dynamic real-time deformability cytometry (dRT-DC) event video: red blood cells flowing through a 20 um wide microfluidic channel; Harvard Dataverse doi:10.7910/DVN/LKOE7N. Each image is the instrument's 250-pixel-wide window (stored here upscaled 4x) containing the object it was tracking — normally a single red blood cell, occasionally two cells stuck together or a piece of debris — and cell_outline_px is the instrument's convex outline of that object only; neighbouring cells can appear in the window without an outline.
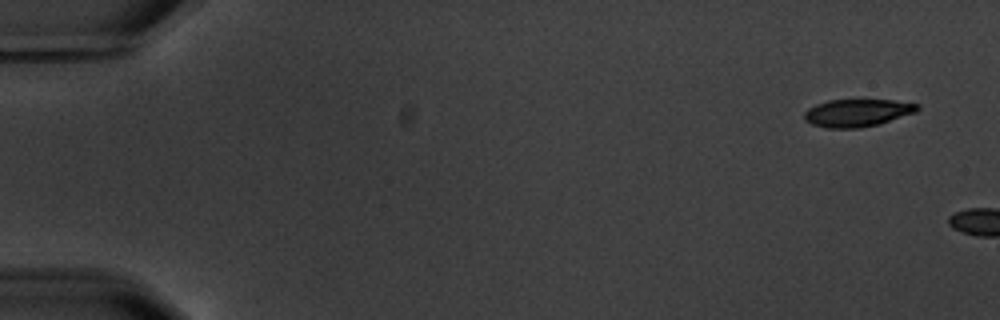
{"species": "common noctule bat (a hibernating species)", "species_latin": "Nyctalus noctula", "temperature_condition": "warm", "stored_images_in_passage": 3, "camera_frame_rate_fps": 3000, "um_per_image_px": 0.085, "animal": {"sex": "male", "body_mass_g": 20.1, "forearm_length_mm": 53.5}, "frame": {"image": 1, "passage_image": 1, "time_ms": 0.0, "image_size_px": [1000, 320], "cell_outline_px": [[920, 108], [916, 112], [880, 124], [860, 128], [828, 128], [812, 124], [804, 120], [804, 112], [808, 108], [816, 104], [828, 100], [892, 100], [920, 104]], "centroid_in_image_um": [72.87, 9.59], "position_along_channel_um": 12.1, "area_um2": 18.26}}